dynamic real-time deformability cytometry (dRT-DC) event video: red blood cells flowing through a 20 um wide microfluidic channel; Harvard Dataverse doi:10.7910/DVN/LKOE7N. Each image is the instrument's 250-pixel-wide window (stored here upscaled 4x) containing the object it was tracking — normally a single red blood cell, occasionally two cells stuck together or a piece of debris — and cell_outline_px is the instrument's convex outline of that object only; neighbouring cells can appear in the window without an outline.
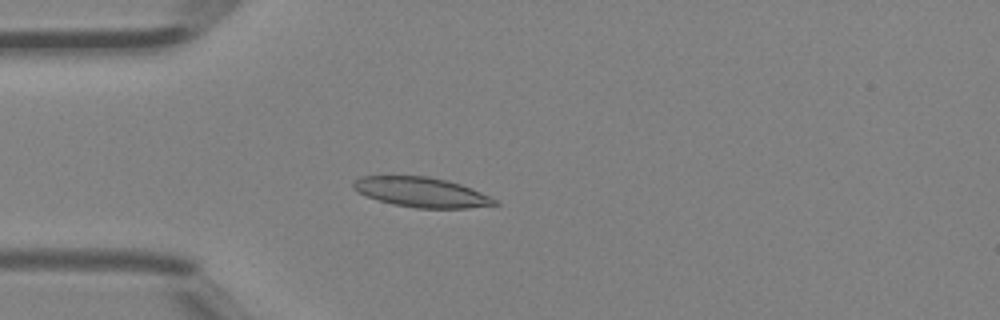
{"species": "Egyptian fruit bat (a non-hibernating species)", "species_latin": "Rousettus aegyptiacus", "temperature_condition": "room temperature", "stored_images_in_passage": 46, "camera_frame_rate_fps": 3000, "um_per_image_px": 0.085, "animal": {"sex": "female"}, "frame": {"image": 1, "passage_image": 13, "time_ms": 4.0, "image_size_px": [1000, 320], "cell_outline_px": [[500, 204], [468, 208], [416, 208], [392, 204], [356, 192], [352, 188], [352, 184], [360, 176], [428, 176], [448, 180], [472, 188], [500, 200]], "centroid_in_image_um": [35.87, 16.34], "position_along_channel_um": 49.1, "area_um2": 24.74}}
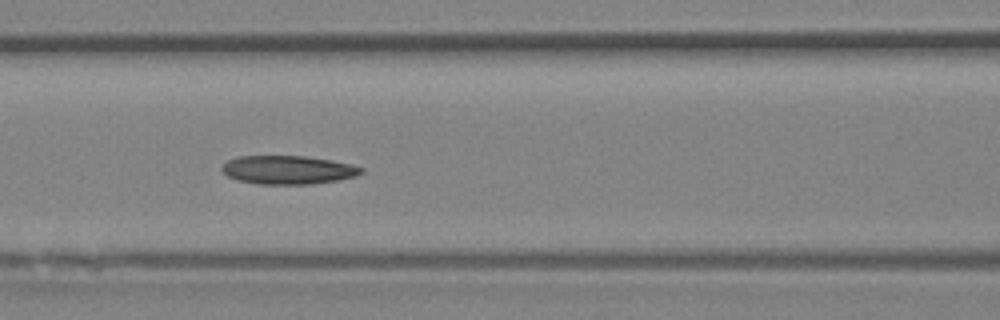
{"frame": {"image": 2, "passage_image": 20, "time_ms": 6.333, "image_size_px": [1000, 320], "cell_outline_px": [[364, 172], [356, 176], [336, 180], [308, 184], [260, 184], [236, 180], [228, 176], [220, 168], [228, 160], [236, 156], [304, 156], [332, 160], [352, 164], [364, 168]], "centroid_in_image_um": [24.48, 14.43], "position_along_channel_um": 142.1, "area_um2": 23.18}}
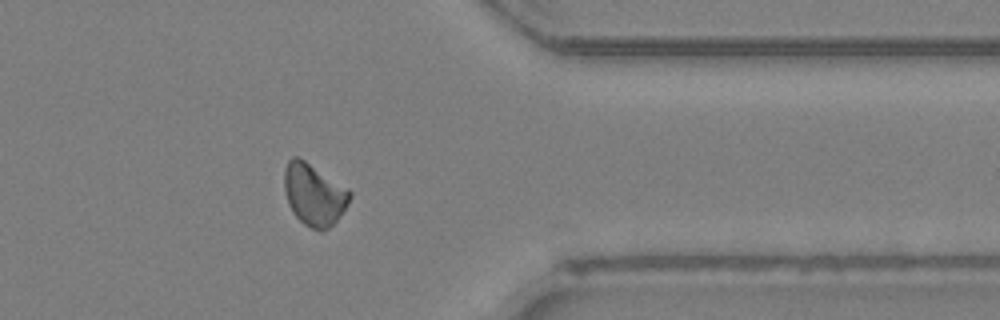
{"frame": {"image": 3, "passage_image": 37, "time_ms": 12.0, "image_size_px": [1000, 320], "cell_outline_px": [[352, 196], [348, 204], [336, 220], [328, 228], [320, 232], [304, 224], [292, 212], [288, 204], [284, 192], [284, 168], [288, 160], [292, 156], [296, 156], [304, 160], [348, 188], [352, 192]], "centroid_in_image_um": [26.67, 16.53], "position_along_channel_um": 384.7, "area_um2": 23.64}}